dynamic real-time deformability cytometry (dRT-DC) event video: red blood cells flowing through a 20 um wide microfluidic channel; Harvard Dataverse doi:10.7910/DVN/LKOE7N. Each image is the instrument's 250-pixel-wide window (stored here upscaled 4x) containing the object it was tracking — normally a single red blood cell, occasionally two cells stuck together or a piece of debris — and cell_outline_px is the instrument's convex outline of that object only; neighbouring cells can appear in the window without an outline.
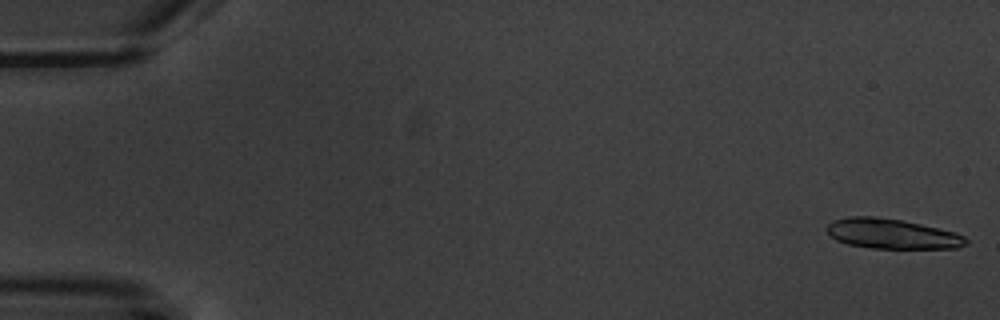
{"species": "common noctule bat (a hibernating species)", "species_latin": "Nyctalus noctula", "temperature_condition": "warm", "stored_images_in_passage": 6, "segment_of_instrument_passage": [2, 2], "camera_frame_rate_fps": 3000, "um_per_image_px": 0.085, "animal": {"sex": "male", "body_mass_g": 20.1, "forearm_length_mm": 53.5}, "frame": {"image": 1, "passage_image": 6, "time_ms": 7.0, "image_size_px": [1000, 320], "cell_outline_px": [[968, 244], [956, 248], [872, 248], [848, 244], [836, 240], [828, 232], [828, 224], [832, 220], [848, 216], [876, 216], [900, 220], [920, 224], [956, 232], [964, 236], [968, 240]], "centroid_in_image_um": [75.83, 19.87], "position_along_channel_um": 9.2, "area_um2": 24.22}}